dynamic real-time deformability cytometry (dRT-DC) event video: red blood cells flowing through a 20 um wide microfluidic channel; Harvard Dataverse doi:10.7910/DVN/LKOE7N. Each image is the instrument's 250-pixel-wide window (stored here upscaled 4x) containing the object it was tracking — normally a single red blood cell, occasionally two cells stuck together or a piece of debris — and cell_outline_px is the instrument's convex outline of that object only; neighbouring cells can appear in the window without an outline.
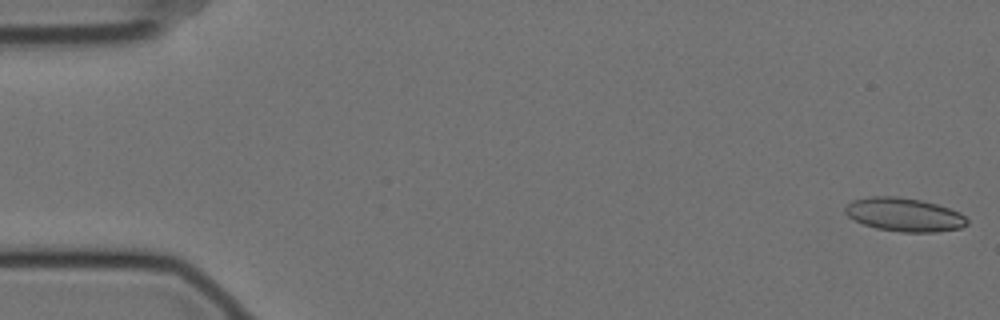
{"species": "Egyptian fruit bat (a non-hibernating species)", "species_latin": "Rousettus aegyptiacus", "temperature_condition": "cold", "stored_images_in_passage": 57, "camera_frame_rate_fps": 3000, "um_per_image_px": 0.085, "animal": {"sex": "female"}, "frame": {"image": 1, "passage_image": 1, "time_ms": 0.0, "image_size_px": [1000, 320], "cell_outline_px": [[968, 224], [960, 228], [936, 232], [900, 232], [876, 228], [864, 224], [848, 216], [844, 212], [844, 208], [852, 200], [868, 196], [896, 196], [924, 200], [960, 212], [968, 220]], "centroid_in_image_um": [76.86, 18.24], "position_along_channel_um": 8.1, "area_um2": 23.93}}
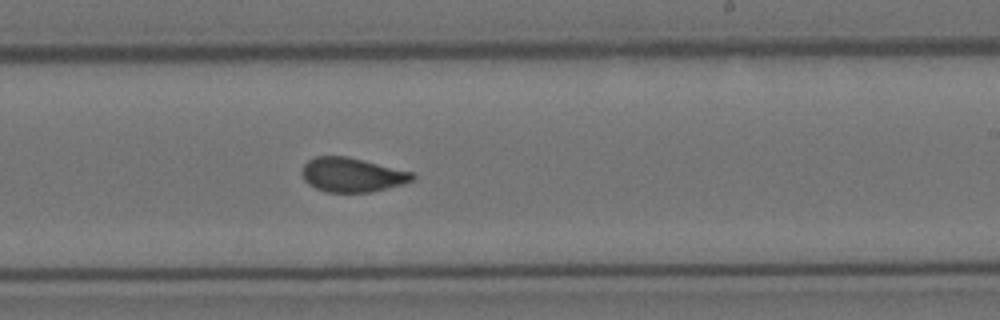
{"frame": {"image": 2, "passage_image": 34, "time_ms": 11.0, "image_size_px": [1000, 320], "cell_outline_px": [[416, 176], [412, 180], [400, 184], [372, 192], [324, 192], [308, 184], [304, 180], [300, 172], [304, 164], [308, 160], [316, 156], [348, 156], [412, 172]], "centroid_in_image_um": [29.87, 14.85], "position_along_channel_um": 259.1, "area_um2": 22.02}}
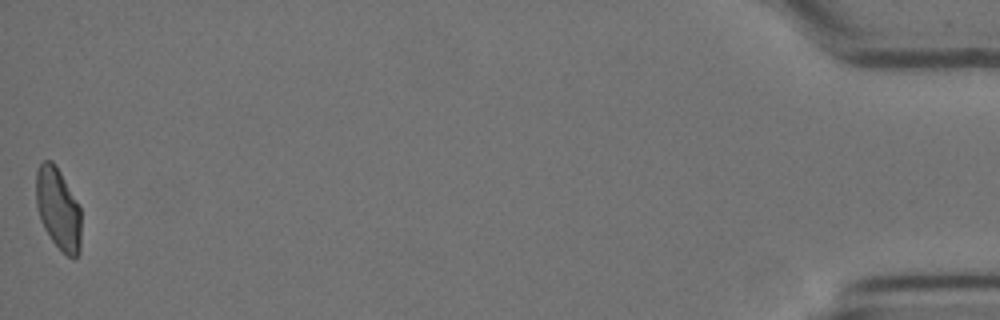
{"frame": {"image": 3, "passage_image": 57, "time_ms": 18.667, "image_size_px": [1000, 320], "cell_outline_px": [[80, 252], [72, 260], [52, 240], [44, 228], [40, 220], [36, 204], [36, 172], [40, 164], [44, 160], [52, 160], [60, 172], [80, 208]], "centroid_in_image_um": [4.93, 17.75], "position_along_channel_um": 430.3, "area_um2": 21.21}, "authors_computed_cell_mechanics": {"area_um2": 22.4842, "velocity_mm_per_s": 3.4999, "shape_relaxation_time_tau1_ms": null, "shape_relaxation_time_tau2_ms": 0.5786, "deformation_change_tau1": null, "deformation_change_tau2": 0.0401}}